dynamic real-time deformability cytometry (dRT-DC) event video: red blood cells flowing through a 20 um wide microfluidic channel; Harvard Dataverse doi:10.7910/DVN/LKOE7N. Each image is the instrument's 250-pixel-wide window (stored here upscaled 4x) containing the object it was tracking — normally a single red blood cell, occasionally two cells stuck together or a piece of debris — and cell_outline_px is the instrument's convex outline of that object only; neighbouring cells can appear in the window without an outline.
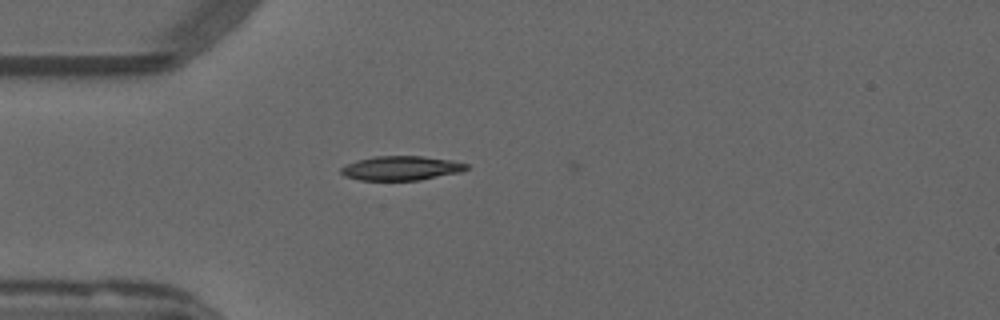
{"species": "common noctule bat (a hibernating species)", "species_latin": "Nyctalus noctula", "temperature_condition": "warm", "stored_images_in_passage": 32, "camera_frame_rate_fps": 3000, "um_per_image_px": 0.085, "animal": {"sex": "male", "forearm_length_mm": 52.5}, "frame": {"image": 1, "passage_image": 1, "time_ms": 0.0, "image_size_px": [1000, 320], "cell_outline_px": [[468, 168], [460, 172], [420, 180], [360, 180], [344, 176], [340, 172], [340, 168], [356, 160], [376, 156], [424, 156], [452, 160], [468, 164]], "centroid_in_image_um": [34.1, 14.29], "position_along_channel_um": 50.9, "area_um2": 17.74}}
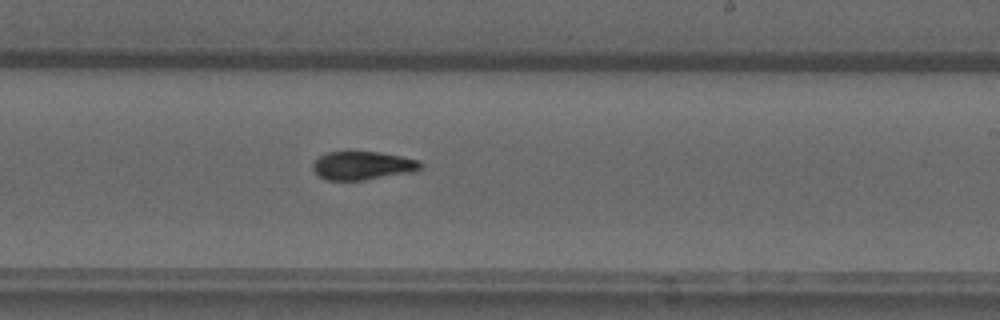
{"frame": {"image": 2, "passage_image": 18, "time_ms": 5.667, "image_size_px": [1000, 320], "cell_outline_px": [[424, 164], [416, 172], [364, 180], [328, 180], [320, 176], [312, 168], [312, 164], [320, 156], [328, 152], [380, 152], [420, 160]], "centroid_in_image_um": [30.88, 14.08], "position_along_channel_um": 258.1, "area_um2": 17.86}}
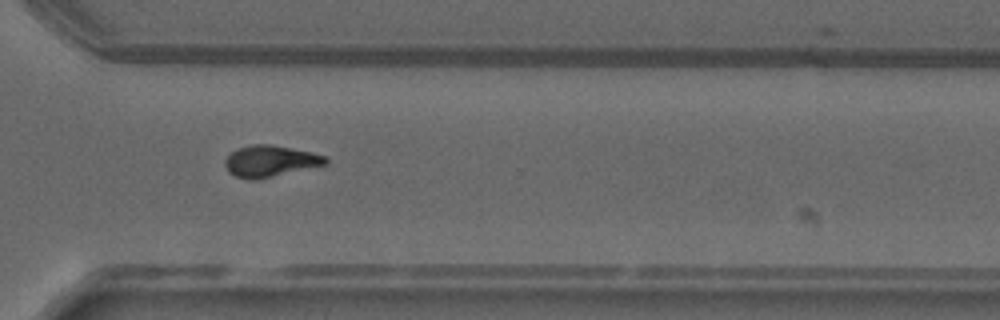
{"frame": {"image": 3, "passage_image": 25, "time_ms": 8.0, "image_size_px": [1000, 320], "cell_outline_px": [[328, 164], [256, 180], [248, 180], [236, 176], [228, 172], [224, 164], [224, 160], [232, 152], [240, 148], [252, 144], [268, 144], [312, 152], [324, 156], [328, 160]], "centroid_in_image_um": [22.96, 13.71], "position_along_channel_um": 347.6, "area_um2": 18.26}, "authors_computed_cell_mechanics": {"area_um2": 18.1203, "velocity_mm_per_s": 3.8289, "shape_relaxation_time_tau1_ms": 5.9544, "shape_relaxation_time_tau2_ms": 2.5645, "deformation_change_tau1": 0.1931, "deformation_change_tau2": 0.0688}}